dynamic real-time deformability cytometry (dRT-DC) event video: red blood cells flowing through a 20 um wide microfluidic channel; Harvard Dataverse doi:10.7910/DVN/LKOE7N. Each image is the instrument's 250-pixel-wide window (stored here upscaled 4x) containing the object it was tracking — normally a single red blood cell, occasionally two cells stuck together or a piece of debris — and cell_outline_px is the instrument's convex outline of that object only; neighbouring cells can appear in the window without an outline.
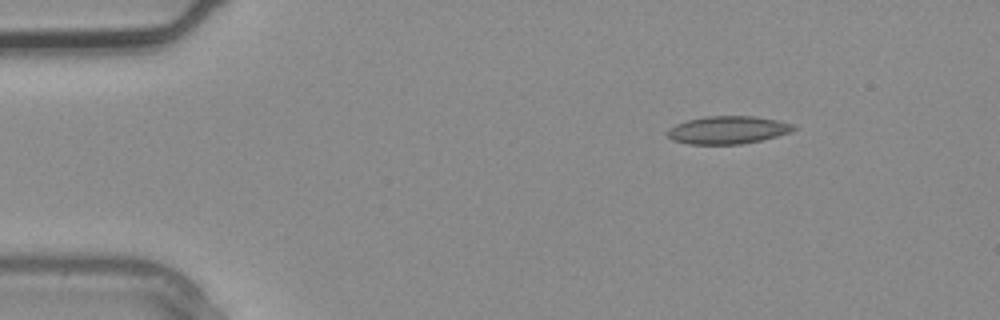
{"species": "common noctule bat (a hibernating species)", "species_latin": "Nyctalus noctula", "temperature_condition": "warm", "stored_images_in_passage": 3, "camera_frame_rate_fps": 3000, "um_per_image_px": 0.085, "animal": {"sex": "male", "body_mass_g": 20.4}, "frame": {"image": 1, "passage_image": 3, "time_ms": 0.667, "image_size_px": [1000, 320], "cell_outline_px": [[796, 128], [792, 132], [760, 140], [740, 144], [688, 144], [672, 140], [664, 132], [668, 128], [676, 124], [688, 120], [704, 116], [756, 116], [780, 120], [792, 124]], "centroid_in_image_um": [61.84, 11.04], "position_along_channel_um": 23.2, "area_um2": 20.58}}